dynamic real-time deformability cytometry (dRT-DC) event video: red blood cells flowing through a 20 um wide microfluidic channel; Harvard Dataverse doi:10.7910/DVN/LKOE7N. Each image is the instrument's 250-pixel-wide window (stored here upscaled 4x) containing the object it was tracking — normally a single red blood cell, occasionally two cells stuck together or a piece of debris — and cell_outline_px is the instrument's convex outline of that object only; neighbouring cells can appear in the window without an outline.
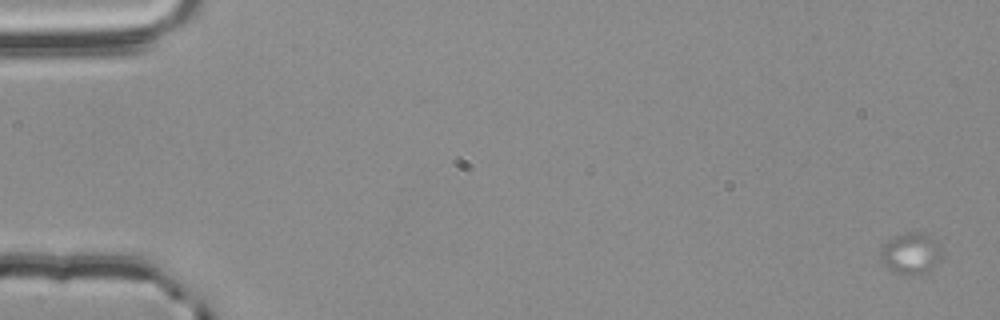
{"species": "common noctule bat (a hibernating species)", "species_latin": "Nyctalus noctula", "temperature_condition": "room temperature", "stored_images_in_passage": 22, "camera_frame_rate_fps": 3000, "um_per_image_px": 0.085, "animal": {"sex": "male", "body_mass_g": 20.4}, "frame": {"image": 1, "passage_image": 1, "time_ms": 0.0, "image_size_px": [1000, 320], "cell_outline_px": [[940, 260], [936, 264], [920, 272], [900, 272], [888, 268], [880, 260], [880, 248], [888, 240], [896, 236], [908, 232], [924, 232], [936, 240], [940, 252]], "centroid_in_image_um": [77.38, 21.46], "position_along_channel_um": 7.6, "area_um2": 13.99}}